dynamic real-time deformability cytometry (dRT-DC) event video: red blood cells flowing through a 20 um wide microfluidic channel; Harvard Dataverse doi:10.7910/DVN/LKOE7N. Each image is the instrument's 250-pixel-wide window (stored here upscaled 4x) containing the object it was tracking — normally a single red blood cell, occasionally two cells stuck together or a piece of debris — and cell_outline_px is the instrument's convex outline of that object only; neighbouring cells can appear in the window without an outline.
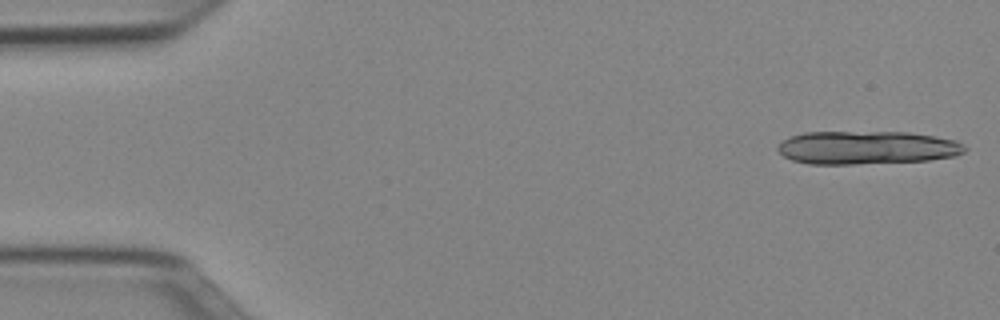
{"species": "Egyptian fruit bat (a non-hibernating species)", "species_latin": "Rousettus aegyptiacus", "temperature_condition": "cold", "stored_images_in_passage": 12, "camera_frame_rate_fps": 3000, "um_per_image_px": 0.085, "animal": {"sex": "female"}, "frame": {"image": 1, "passage_image": 1, "time_ms": 0.0, "image_size_px": [1000, 320], "cell_outline_px": [[968, 148], [964, 152], [956, 156], [928, 160], [852, 164], [808, 164], [792, 160], [784, 156], [776, 148], [784, 140], [792, 136], [804, 132], [908, 132], [936, 136], [956, 140], [964, 144]], "centroid_in_image_um": [73.73, 12.54], "position_along_channel_um": 11.3, "area_um2": 36.36}}